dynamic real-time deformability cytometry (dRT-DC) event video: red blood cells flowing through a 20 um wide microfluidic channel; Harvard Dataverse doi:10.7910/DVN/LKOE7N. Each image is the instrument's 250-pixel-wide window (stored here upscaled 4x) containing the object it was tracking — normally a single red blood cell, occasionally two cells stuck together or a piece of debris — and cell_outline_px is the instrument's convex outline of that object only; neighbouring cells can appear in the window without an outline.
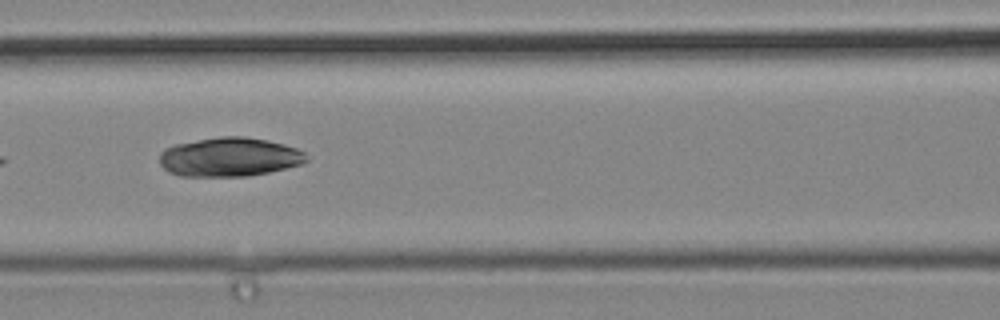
{"species": "common noctule bat (a hibernating species)", "species_latin": "Nyctalus noctula", "temperature_condition": "cold", "stored_images_in_passage": 7, "camera_frame_rate_fps": 3000, "um_per_image_px": 0.085, "animal": {"sex": "male", "body_mass_g": 19.2, "forearm_length_mm": 51.8}, "frame": {"image": 1, "passage_image": 6, "time_ms": 1.667, "image_size_px": [1000, 320], "cell_outline_px": [[308, 160], [300, 164], [268, 172], [248, 176], [180, 176], [168, 172], [160, 164], [160, 152], [164, 148], [176, 144], [220, 136], [244, 136], [268, 140], [284, 144], [296, 148], [304, 152], [308, 156]], "centroid_in_image_um": [19.49, 13.34], "position_along_channel_um": 147.1, "area_um2": 33.41}}
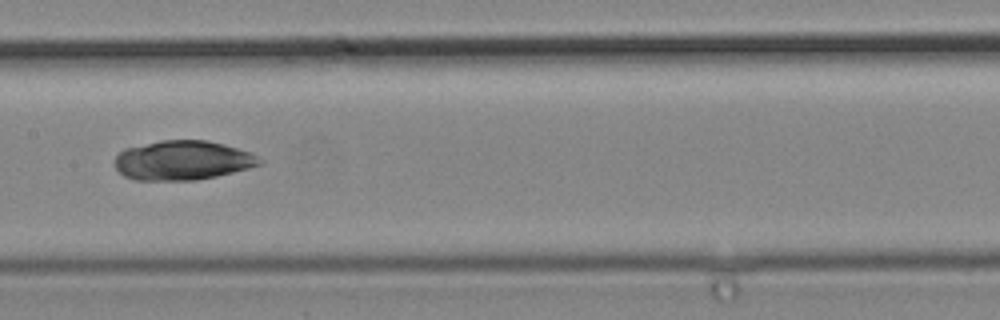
{"frame": {"image": 2, "passage_image": 7, "time_ms": 2.0, "image_size_px": [1000, 320], "cell_outline_px": [[264, 164], [216, 176], [196, 180], [136, 180], [124, 176], [116, 168], [116, 156], [124, 148], [160, 140], [204, 140], [236, 148], [248, 152], [264, 160]], "centroid_in_image_um": [15.51, 13.63], "position_along_channel_um": 191.9, "area_um2": 33.0}}